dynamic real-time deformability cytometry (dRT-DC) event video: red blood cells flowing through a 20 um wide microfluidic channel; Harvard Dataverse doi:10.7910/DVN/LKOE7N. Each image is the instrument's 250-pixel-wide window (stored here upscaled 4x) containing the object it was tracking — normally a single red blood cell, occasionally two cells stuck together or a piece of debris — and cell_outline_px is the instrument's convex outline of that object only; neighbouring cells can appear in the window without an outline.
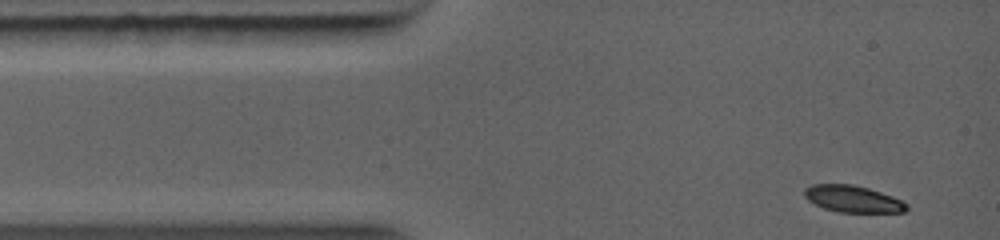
{"species": "common noctule bat (a hibernating species)", "species_latin": "Nyctalus noctula", "temperature_condition": "warm", "stored_images_in_passage": 23, "camera_frame_rate_fps": 5000, "um_per_image_px": 0.085, "animal": {"sex": "female", "body_mass_g": 19.0, "forearm_length_mm": 56.7}, "frame": {"image": 1, "passage_image": 1, "time_ms": 0.0, "image_size_px": [1000, 240], "cell_outline_px": [[908, 208], [904, 212], [836, 212], [824, 208], [808, 200], [804, 196], [804, 188], [812, 184], [852, 184], [868, 188], [892, 196], [908, 204]], "centroid_in_image_um": [72.47, 16.9], "position_along_channel_um": 12.5, "area_um2": 15.9}}
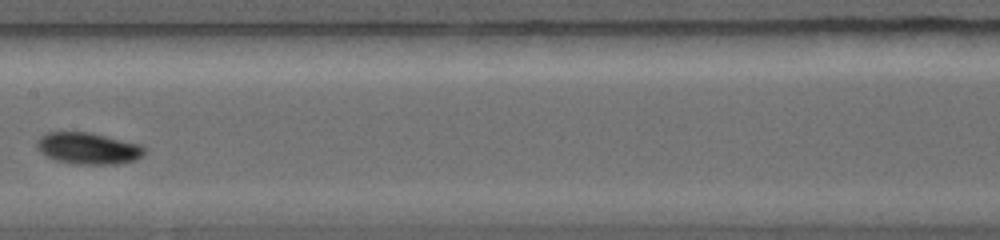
{"frame": {"image": 2, "passage_image": 14, "time_ms": 5.0, "image_size_px": [1000, 240], "cell_outline_px": [[144, 152], [136, 160], [116, 164], [72, 164], [56, 160], [44, 156], [36, 148], [36, 140], [40, 136], [48, 132], [92, 132], [140, 144], [144, 148]], "centroid_in_image_um": [7.44, 12.61], "position_along_channel_um": 200.0, "area_um2": 20.0}}
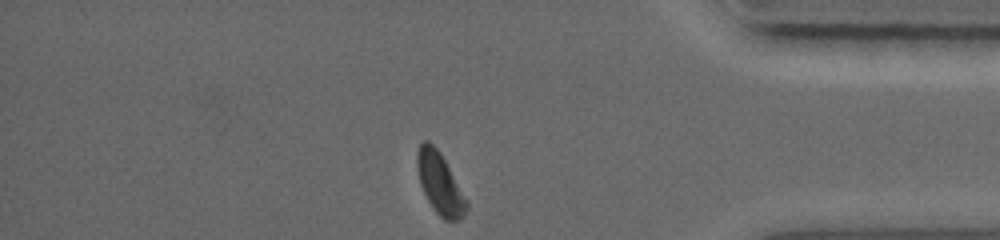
{"frame": {"image": 3, "passage_image": 23, "time_ms": 9.6, "image_size_px": [1000, 240], "cell_outline_px": [[468, 208], [464, 216], [460, 220], [444, 220], [436, 212], [428, 200], [420, 184], [416, 168], [416, 152], [420, 144], [424, 140], [428, 140], [440, 152], [468, 200]], "centroid_in_image_um": [37.39, 15.59], "position_along_channel_um": 397.8, "area_um2": 17.74}}